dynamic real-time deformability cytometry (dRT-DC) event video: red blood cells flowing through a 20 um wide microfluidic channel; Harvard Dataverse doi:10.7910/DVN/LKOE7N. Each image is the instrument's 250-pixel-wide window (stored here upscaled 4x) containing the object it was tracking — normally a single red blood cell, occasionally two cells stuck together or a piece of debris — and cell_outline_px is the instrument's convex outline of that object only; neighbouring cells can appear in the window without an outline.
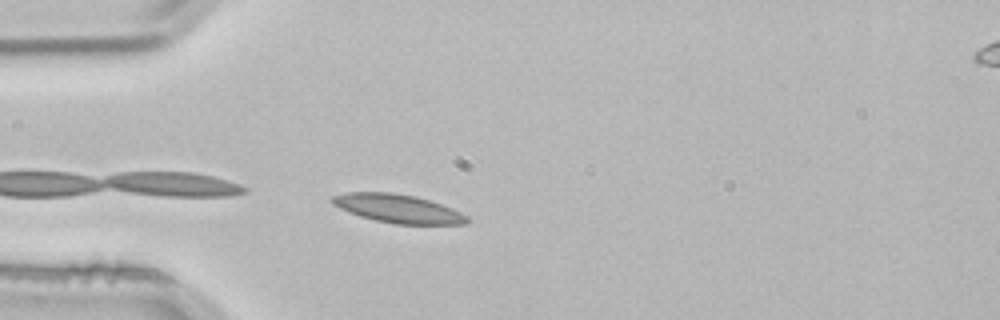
{"species": "common noctule bat (a hibernating species)", "species_latin": "Nyctalus noctula", "temperature_condition": "room temperature", "stored_images_in_passage": 3, "segment_of_instrument_passage": [1, 2], "camera_frame_rate_fps": 3000, "um_per_image_px": 0.085, "animal": {"sex": "male", "body_mass_g": 21.5, "forearm_length_mm": 52.0}, "frame": {"image": 1, "passage_image": 2, "time_ms": 0.333, "image_size_px": [1000, 320], "cell_outline_px": [[468, 224], [396, 224], [376, 220], [360, 216], [348, 212], [332, 204], [328, 200], [332, 196], [348, 192], [392, 192], [416, 196], [452, 208], [468, 216]], "centroid_in_image_um": [33.8, 17.72], "position_along_channel_um": 51.2, "area_um2": 22.37}}